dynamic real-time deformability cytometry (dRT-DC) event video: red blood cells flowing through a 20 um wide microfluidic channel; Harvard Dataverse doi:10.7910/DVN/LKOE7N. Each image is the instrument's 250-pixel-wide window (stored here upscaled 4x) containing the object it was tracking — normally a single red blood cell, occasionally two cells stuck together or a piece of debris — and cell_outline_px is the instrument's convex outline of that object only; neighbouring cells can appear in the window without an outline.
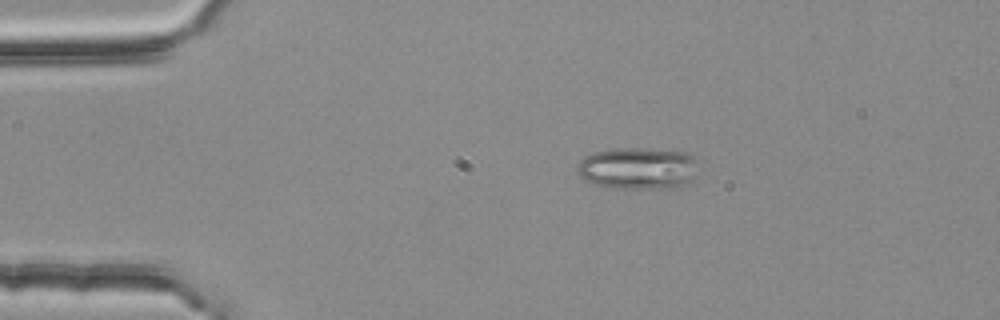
{"species": "common noctule bat (a hibernating species)", "species_latin": "Nyctalus noctula", "temperature_condition": "room temperature", "stored_images_in_passage": 3, "camera_frame_rate_fps": 3000, "um_per_image_px": 0.085, "animal": {"sex": "female", "body_mass_g": 25.1}, "frame": {"image": 1, "passage_image": 2, "time_ms": 0.333, "image_size_px": [1000, 320], "cell_outline_px": [[696, 160], [692, 180], [688, 184], [672, 188], [612, 188], [592, 184], [584, 180], [576, 172], [576, 168], [580, 160], [584, 156], [592, 152], [616, 148], [636, 148], [688, 152]], "centroid_in_image_um": [54.16, 14.31], "position_along_channel_um": 30.8, "area_um2": 29.77}}